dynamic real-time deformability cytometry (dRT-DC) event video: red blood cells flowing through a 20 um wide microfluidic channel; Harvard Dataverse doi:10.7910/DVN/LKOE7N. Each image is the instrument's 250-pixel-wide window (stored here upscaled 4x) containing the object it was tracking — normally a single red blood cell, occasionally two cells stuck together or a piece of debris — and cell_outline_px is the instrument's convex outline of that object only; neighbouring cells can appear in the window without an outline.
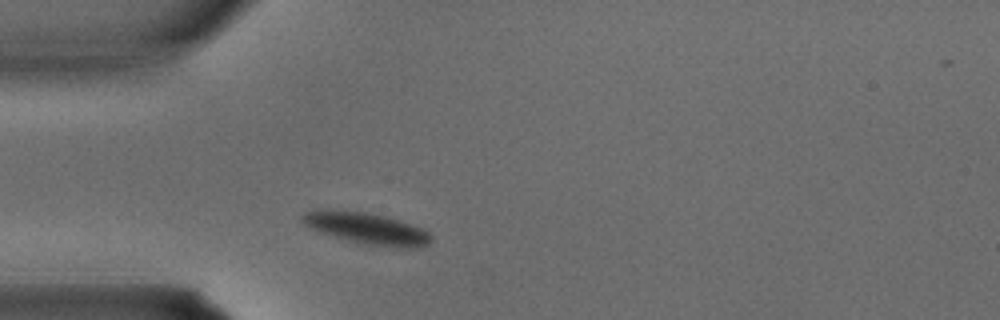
{"species": "common noctule bat (a hibernating species)", "species_latin": "Nyctalus noctula", "temperature_condition": "warm", "stored_images_in_passage": 21, "camera_frame_rate_fps": 3000, "um_per_image_px": 0.085, "animal": {"sex": "male", "body_mass_g": 15.6}, "frame": {"image": 1, "passage_image": 3, "time_ms": 0.667, "image_size_px": [1000, 320], "cell_outline_px": [[432, 240], [428, 244], [416, 248], [412, 248], [364, 244], [320, 232], [304, 224], [300, 216], [308, 212], [364, 212], [384, 216], [400, 220], [424, 228], [432, 236]], "centroid_in_image_um": [31.31, 19.45], "position_along_channel_um": 53.7, "area_um2": 22.66}}
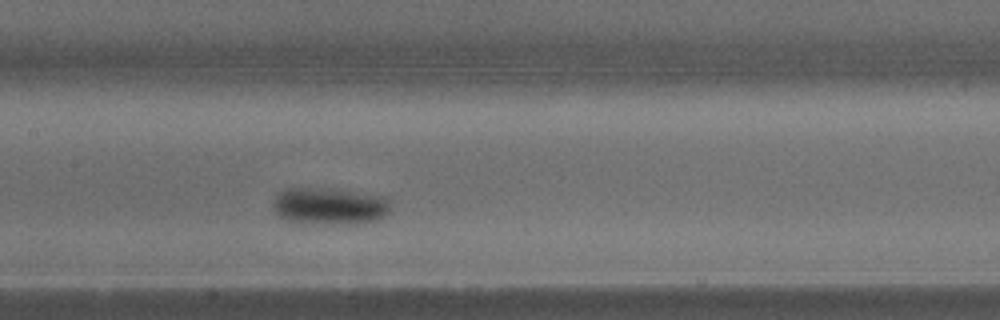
{"frame": {"image": 2, "passage_image": 10, "time_ms": 3.0, "image_size_px": [1000, 320], "cell_outline_px": [[388, 212], [384, 216], [376, 220], [364, 224], [304, 224], [284, 220], [276, 216], [272, 208], [272, 200], [280, 192], [288, 188], [324, 188], [384, 196], [388, 200]], "centroid_in_image_um": [27.93, 17.55], "position_along_channel_um": 179.5, "area_um2": 25.78}}
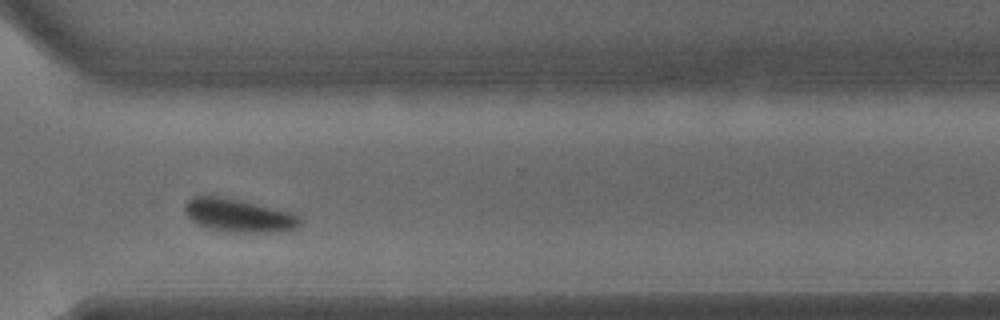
{"frame": {"image": 3, "passage_image": 19, "time_ms": 6.0, "image_size_px": [1000, 320], "cell_outline_px": [[304, 224], [296, 228], [280, 232], [232, 232], [208, 228], [196, 224], [184, 212], [184, 204], [192, 196], [224, 196], [300, 212], [304, 220]], "centroid_in_image_um": [20.42, 18.29], "position_along_channel_um": 350.2, "area_um2": 23.35}}